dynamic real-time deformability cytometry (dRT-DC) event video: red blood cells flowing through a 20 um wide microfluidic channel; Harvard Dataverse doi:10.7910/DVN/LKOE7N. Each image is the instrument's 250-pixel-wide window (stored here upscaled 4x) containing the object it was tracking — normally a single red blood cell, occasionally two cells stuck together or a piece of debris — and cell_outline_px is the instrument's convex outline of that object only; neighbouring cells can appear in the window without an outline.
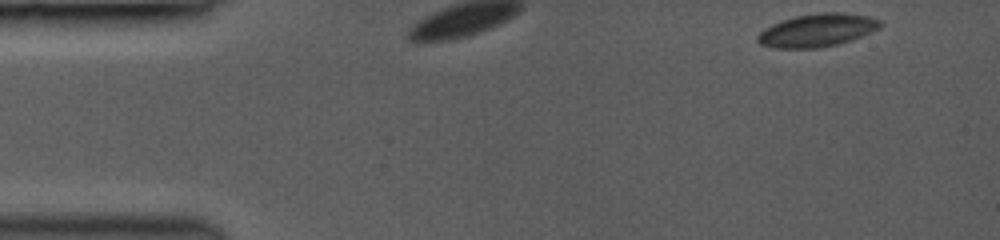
{"species": "common noctule bat (a hibernating species)", "species_latin": "Nyctalus noctula", "temperature_condition": "room temperature", "stored_images_in_passage": 15, "camera_frame_rate_fps": 3000, "um_per_image_px": 0.085, "animal": {"sex": "female", "body_mass_g": 19.0, "forearm_length_mm": 53.3}, "frame": {"image": 1, "passage_image": 1, "time_ms": 0.0, "image_size_px": [1000, 240], "cell_outline_px": [[880, 28], [852, 40], [820, 48], [772, 48], [760, 44], [756, 40], [756, 36], [764, 28], [772, 24], [796, 16], [820, 12], [840, 12], [868, 16], [880, 20]], "centroid_in_image_um": [69.43, 2.58], "position_along_channel_um": 15.6, "area_um2": 23.52}}
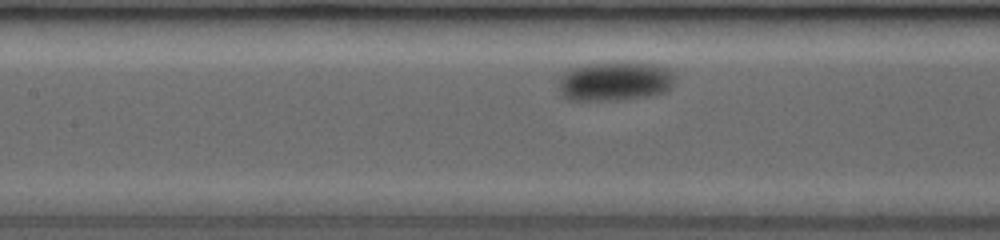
{"frame": {"image": 2, "passage_image": 10, "time_ms": 3.667, "image_size_px": [1000, 240], "cell_outline_px": [[676, 80], [672, 88], [664, 92], [648, 96], [620, 100], [568, 100], [560, 92], [560, 72], [568, 68], [608, 60], [632, 60], [672, 68], [676, 72]], "centroid_in_image_um": [52.33, 6.85], "position_along_channel_um": 155.1, "area_um2": 27.98}}
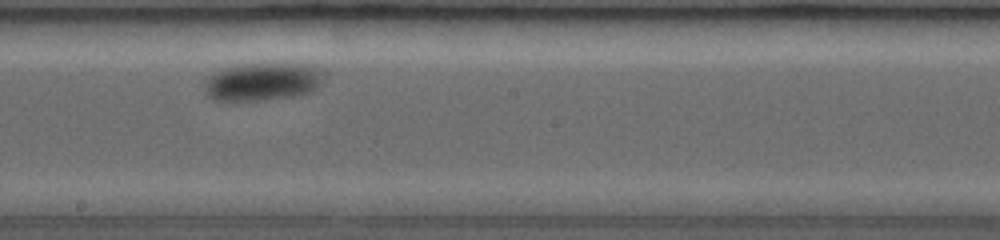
{"frame": {"image": 3, "passage_image": 13, "time_ms": 5.667, "image_size_px": [1000, 240], "cell_outline_px": [[320, 88], [296, 96], [264, 100], [216, 100], [208, 96], [204, 92], [204, 84], [216, 72], [224, 68], [244, 64], [308, 64], [316, 68], [320, 80]], "centroid_in_image_um": [22.28, 6.96], "position_along_channel_um": 225.9, "area_um2": 25.78}}